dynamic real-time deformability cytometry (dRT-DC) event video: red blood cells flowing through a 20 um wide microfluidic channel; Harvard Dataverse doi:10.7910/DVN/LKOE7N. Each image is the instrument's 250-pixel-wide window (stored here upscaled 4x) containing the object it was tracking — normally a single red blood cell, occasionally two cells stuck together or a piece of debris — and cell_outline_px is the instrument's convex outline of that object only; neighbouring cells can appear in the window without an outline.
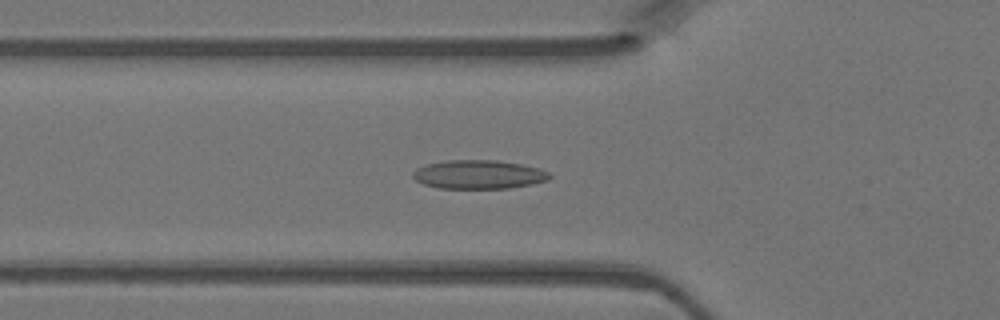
{"species": "Egyptian fruit bat (a non-hibernating species)", "species_latin": "Rousettus aegyptiacus", "temperature_condition": "warm", "stored_images_in_passage": 41, "camera_frame_rate_fps": 3000, "um_per_image_px": 0.085, "animal": {"sex": "female"}, "frame": {"image": 1, "passage_image": 16, "time_ms": 5.0, "image_size_px": [1000, 320], "cell_outline_px": [[552, 176], [548, 180], [532, 184], [508, 188], [440, 188], [424, 184], [416, 180], [412, 176], [412, 172], [416, 168], [428, 164], [448, 160], [496, 160], [520, 164], [540, 168], [548, 172]], "centroid_in_image_um": [40.7, 14.83], "position_along_channel_um": 85.1, "area_um2": 22.83}}
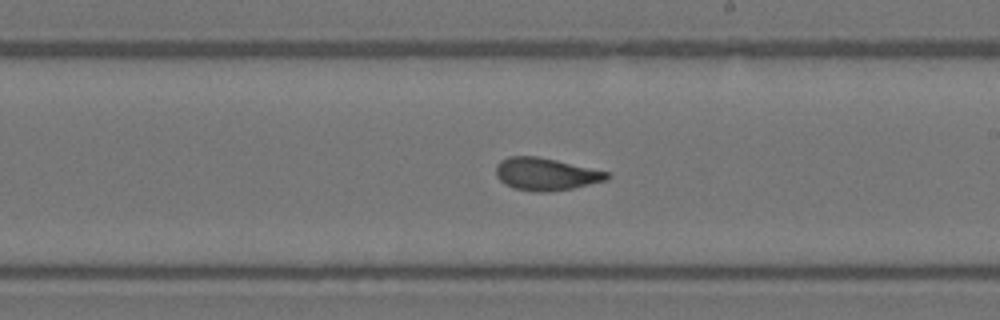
{"frame": {"image": 2, "passage_image": 27, "time_ms": 8.667, "image_size_px": [1000, 320], "cell_outline_px": [[612, 176], [608, 180], [572, 188], [548, 192], [536, 192], [512, 188], [504, 184], [496, 176], [496, 164], [500, 160], [508, 156], [536, 156], [556, 160], [608, 172]], "centroid_in_image_um": [46.37, 14.8], "position_along_channel_um": 242.6, "area_um2": 21.1}}
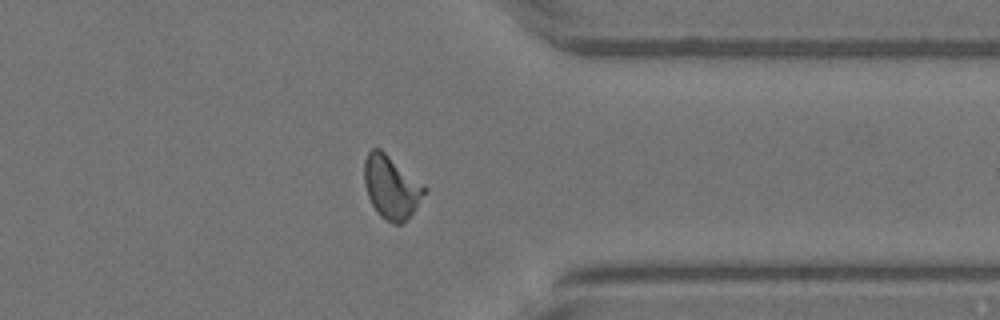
{"frame": {"image": 3, "passage_image": 37, "time_ms": 12.0, "image_size_px": [1000, 320], "cell_outline_px": [[428, 188], [416, 208], [400, 224], [396, 224], [384, 220], [376, 212], [368, 196], [364, 184], [364, 160], [368, 152], [372, 148], [380, 148], [424, 184]], "centroid_in_image_um": [33.25, 15.89], "position_along_channel_um": 378.2, "area_um2": 22.08}}